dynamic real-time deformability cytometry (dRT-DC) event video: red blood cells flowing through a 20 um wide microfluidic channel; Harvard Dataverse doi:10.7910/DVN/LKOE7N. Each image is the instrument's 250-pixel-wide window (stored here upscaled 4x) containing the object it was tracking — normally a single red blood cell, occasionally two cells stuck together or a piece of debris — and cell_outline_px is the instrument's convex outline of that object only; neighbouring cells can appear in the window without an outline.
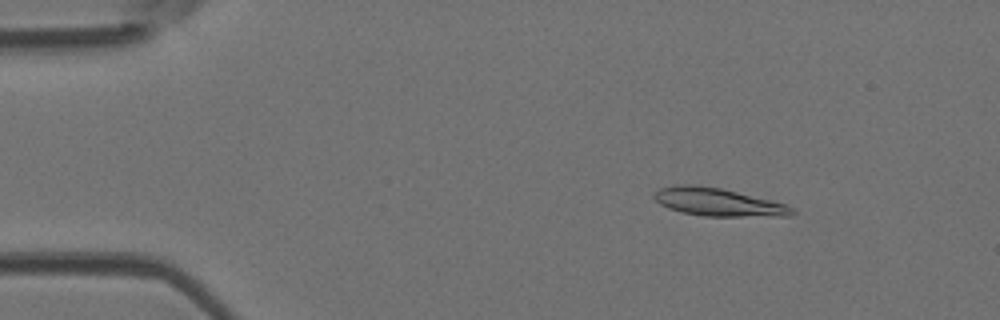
{"species": "Egyptian fruit bat (a non-hibernating species)", "species_latin": "Rousettus aegyptiacus", "temperature_condition": "room temperature", "stored_images_in_passage": 47, "camera_frame_rate_fps": 3000, "um_per_image_px": 0.085, "animal": {"sex": "female"}, "frame": {"image": 1, "passage_image": 5, "time_ms": 1.333, "image_size_px": [1000, 320], "cell_outline_px": [[796, 212], [788, 216], [704, 216], [680, 212], [668, 208], [660, 204], [652, 196], [660, 188], [676, 184], [696, 184], [720, 188], [772, 200], [788, 204]], "centroid_in_image_um": [61.03, 17.17], "position_along_channel_um": 24.0, "area_um2": 22.54}}
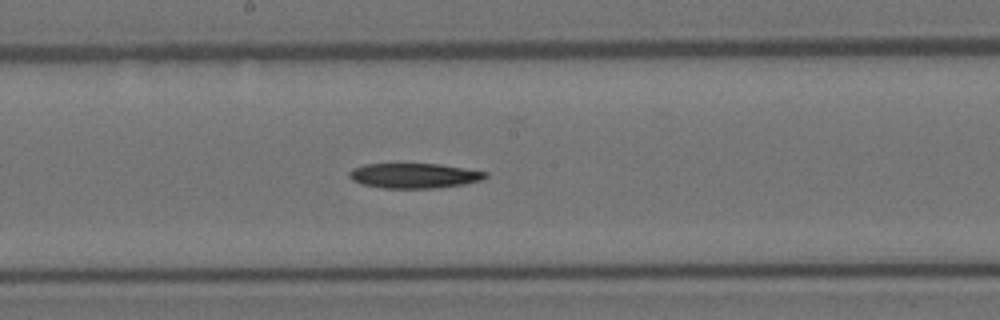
{"frame": {"image": 2, "passage_image": 24, "time_ms": 7.667, "image_size_px": [1000, 320], "cell_outline_px": [[488, 176], [484, 180], [464, 184], [440, 188], [380, 188], [364, 184], [352, 180], [348, 176], [348, 172], [352, 168], [364, 164], [440, 164], [488, 172]], "centroid_in_image_um": [35.22, 14.93], "position_along_channel_um": 213.0, "area_um2": 20.0}}
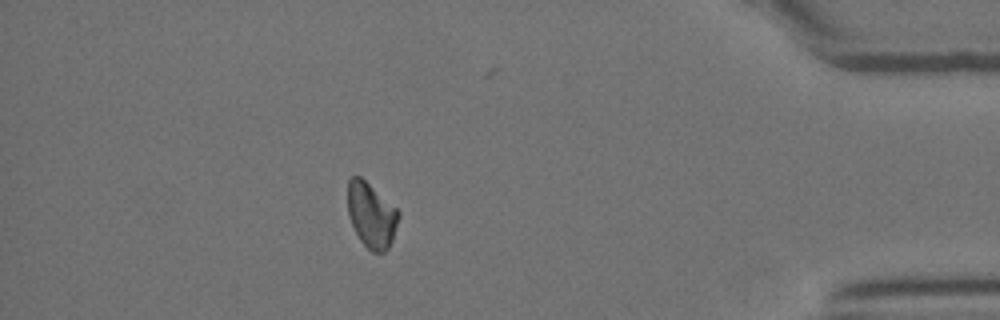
{"frame": {"image": 3, "passage_image": 41, "time_ms": 13.333, "image_size_px": [1000, 320], "cell_outline_px": [[400, 216], [392, 240], [388, 248], [384, 252], [372, 252], [360, 240], [348, 216], [348, 180], [352, 176], [360, 176], [396, 208], [400, 212]], "centroid_in_image_um": [31.56, 18.29], "position_along_channel_um": 403.6, "area_um2": 19.07}}